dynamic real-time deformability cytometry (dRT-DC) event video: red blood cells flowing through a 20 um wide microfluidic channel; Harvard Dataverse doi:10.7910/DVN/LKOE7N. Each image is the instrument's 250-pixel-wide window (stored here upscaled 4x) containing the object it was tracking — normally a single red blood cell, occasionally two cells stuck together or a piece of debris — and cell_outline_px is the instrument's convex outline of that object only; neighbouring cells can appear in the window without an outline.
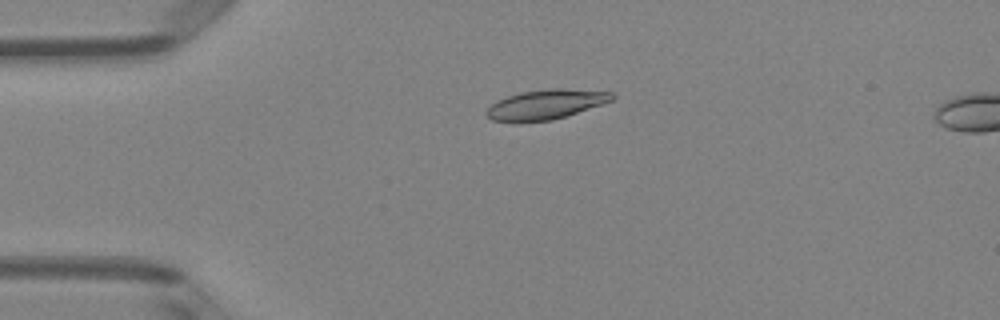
{"species": "Egyptian fruit bat (a non-hibernating species)", "species_latin": "Rousettus aegyptiacus", "temperature_condition": "room temperature", "stored_images_in_passage": 50, "camera_frame_rate_fps": 3000, "um_per_image_px": 0.085, "animal": {"sex": "female"}, "frame": {"image": 1, "passage_image": 12, "time_ms": 3.667, "image_size_px": [1000, 320], "cell_outline_px": [[616, 96], [612, 100], [604, 104], [552, 120], [492, 120], [484, 112], [496, 100], [520, 92], [552, 88], [560, 88], [612, 92]], "centroid_in_image_um": [46.44, 8.84], "position_along_channel_um": 38.6, "area_um2": 21.27}}
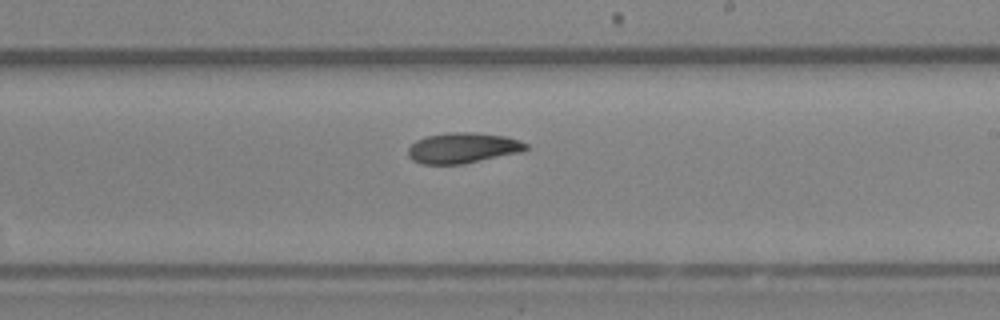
{"frame": {"image": 2, "passage_image": 30, "time_ms": 9.667, "image_size_px": [1000, 320], "cell_outline_px": [[528, 148], [524, 152], [464, 164], [424, 164], [412, 160], [408, 156], [408, 148], [416, 140], [428, 136], [448, 132], [476, 132], [504, 136], [520, 140], [528, 144]], "centroid_in_image_um": [39.38, 12.58], "position_along_channel_um": 249.6, "area_um2": 21.21}}
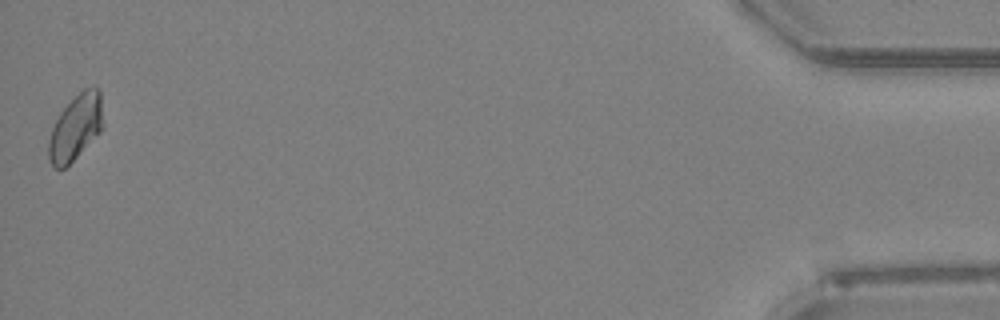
{"frame": {"image": 3, "passage_image": 50, "time_ms": 16.333, "image_size_px": [1000, 320], "cell_outline_px": [[104, 124], [100, 132], [64, 168], [52, 168], [48, 160], [48, 140], [52, 128], [60, 112], [84, 88], [100, 88]], "centroid_in_image_um": [6.43, 10.83], "position_along_channel_um": 428.8, "area_um2": 20.63}, "authors_computed_cell_mechanics": {"area_um2": 21.0103, "velocity_mm_per_s": 4.0724, "shape_relaxation_time_tau1_ms": 8.1274, "shape_relaxation_time_tau2_ms": null, "deformation_change_tau1": 0.1502, "deformation_change_tau2": null}}